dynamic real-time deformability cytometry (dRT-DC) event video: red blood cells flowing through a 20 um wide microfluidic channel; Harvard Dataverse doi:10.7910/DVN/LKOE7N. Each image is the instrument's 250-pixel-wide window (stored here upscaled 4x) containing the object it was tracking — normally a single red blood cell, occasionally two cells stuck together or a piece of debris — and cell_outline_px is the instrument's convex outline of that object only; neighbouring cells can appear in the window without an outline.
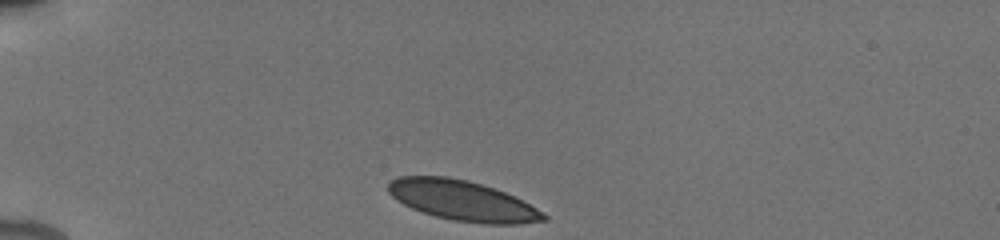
{"species": "human", "species_latin": "Homo sapiens", "temperature_condition": "cold", "stored_images_in_passage": 16, "camera_frame_rate_fps": 3000, "um_per_image_px": 0.085, "donor": {"sex": "male"}, "frame": {"image": 1, "passage_image": 1, "time_ms": 0.0, "image_size_px": [1000, 240], "cell_outline_px": [[548, 220], [520, 224], [484, 224], [452, 220], [436, 216], [412, 208], [396, 200], [388, 192], [388, 184], [392, 180], [400, 176], [448, 176], [468, 180], [496, 188], [544, 212], [548, 216]], "centroid_in_image_um": [39.32, 17.05], "position_along_channel_um": 45.7, "area_um2": 36.3}}
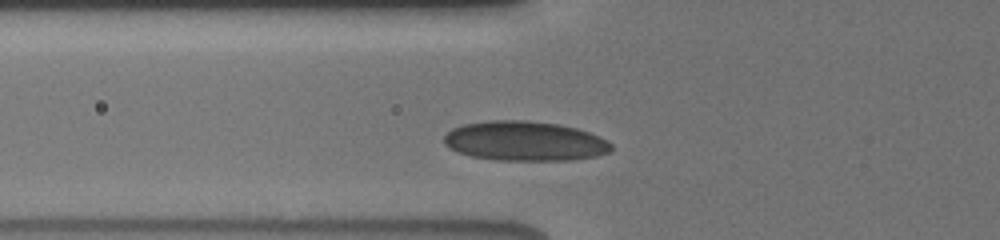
{"frame": {"image": 2, "passage_image": 5, "time_ms": 2.0, "image_size_px": [1000, 240], "cell_outline_px": [[612, 152], [596, 156], [572, 160], [500, 160], [472, 156], [448, 148], [444, 144], [444, 136], [452, 128], [464, 124], [492, 120], [524, 120], [560, 124], [576, 128], [600, 136], [608, 140], [612, 144]], "centroid_in_image_um": [44.64, 11.99], "position_along_channel_um": 81.2, "area_um2": 38.73}}